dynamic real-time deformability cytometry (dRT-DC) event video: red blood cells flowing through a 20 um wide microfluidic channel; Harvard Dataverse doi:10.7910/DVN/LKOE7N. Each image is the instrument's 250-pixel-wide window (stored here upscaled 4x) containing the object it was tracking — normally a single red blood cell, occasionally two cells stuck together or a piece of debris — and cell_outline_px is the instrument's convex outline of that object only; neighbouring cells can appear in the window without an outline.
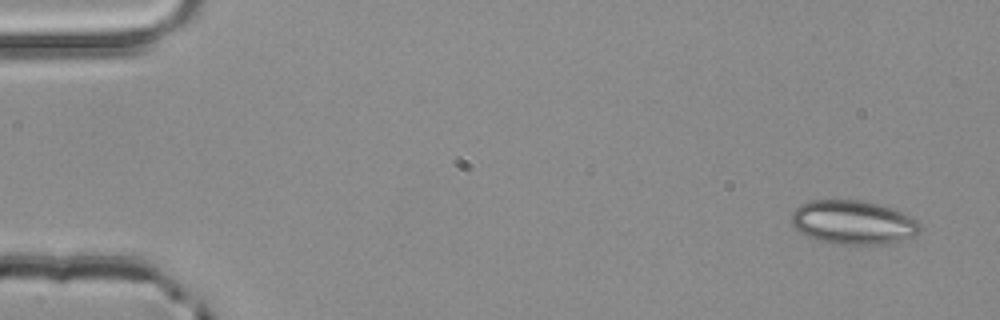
{"species": "common noctule bat (a hibernating species)", "species_latin": "Nyctalus noctula", "temperature_condition": "room temperature", "stored_images_in_passage": 4, "camera_frame_rate_fps": 3000, "um_per_image_px": 0.085, "animal": {"sex": "male", "body_mass_g": 20.4}, "frame": {"image": 1, "passage_image": 1, "time_ms": 0.0, "image_size_px": [1000, 320], "cell_outline_px": [[924, 228], [920, 232], [912, 236], [900, 240], [880, 244], [832, 244], [808, 236], [800, 232], [792, 224], [792, 212], [800, 204], [812, 200], [860, 200], [884, 204], [912, 216]], "centroid_in_image_um": [72.55, 18.88], "position_along_channel_um": 12.4, "area_um2": 33.06}}
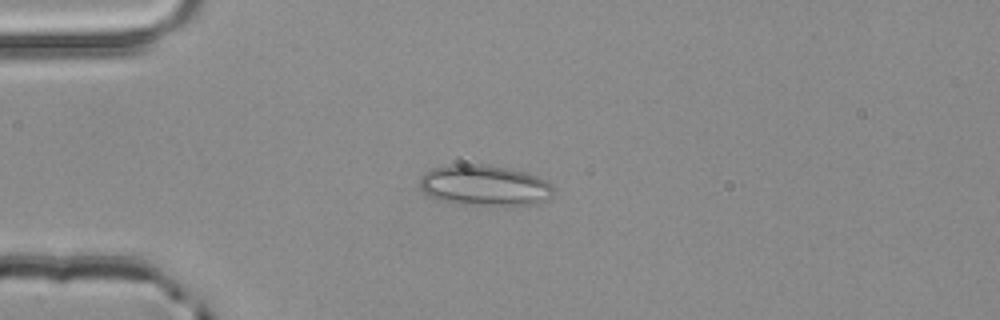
{"frame": {"image": 2, "passage_image": 3, "time_ms": 0.667, "image_size_px": [1000, 320], "cell_outline_px": [[552, 196], [532, 204], [516, 208], [512, 208], [464, 204], [440, 200], [424, 192], [420, 188], [420, 176], [432, 168], [452, 164], [484, 164], [512, 168], [536, 176], [552, 184]], "centroid_in_image_um": [41.2, 15.78], "position_along_channel_um": 43.8, "area_um2": 32.31}}